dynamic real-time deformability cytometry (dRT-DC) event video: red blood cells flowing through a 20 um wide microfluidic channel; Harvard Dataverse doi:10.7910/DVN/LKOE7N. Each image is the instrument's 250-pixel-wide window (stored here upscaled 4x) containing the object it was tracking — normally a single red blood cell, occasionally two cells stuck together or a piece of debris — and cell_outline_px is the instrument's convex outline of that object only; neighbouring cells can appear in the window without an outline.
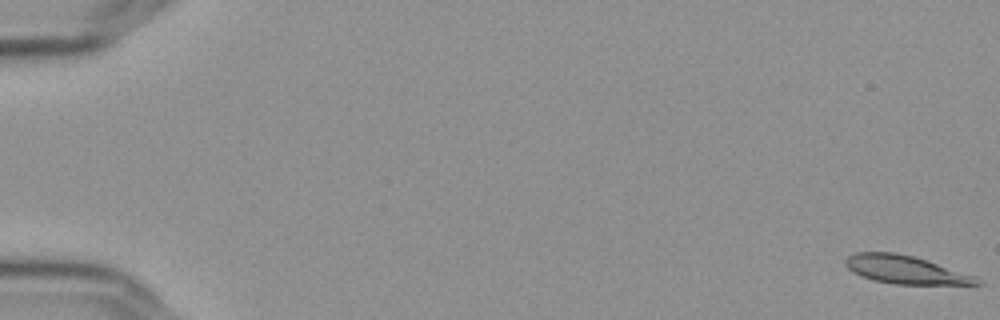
{"species": "Egyptian fruit bat (a non-hibernating species)", "species_latin": "Rousettus aegyptiacus", "temperature_condition": "cold", "stored_images_in_passage": 57, "camera_frame_rate_fps": 3000, "um_per_image_px": 0.085, "frame": {"image": 1, "passage_image": 1, "time_ms": 0.0, "image_size_px": [1000, 320], "cell_outline_px": [[984, 284], [896, 284], [872, 280], [860, 276], [852, 272], [844, 264], [844, 260], [848, 256], [856, 252], [896, 252], [912, 256], [976, 276]], "centroid_in_image_um": [76.9, 22.92], "position_along_channel_um": 8.1, "area_um2": 21.39}}
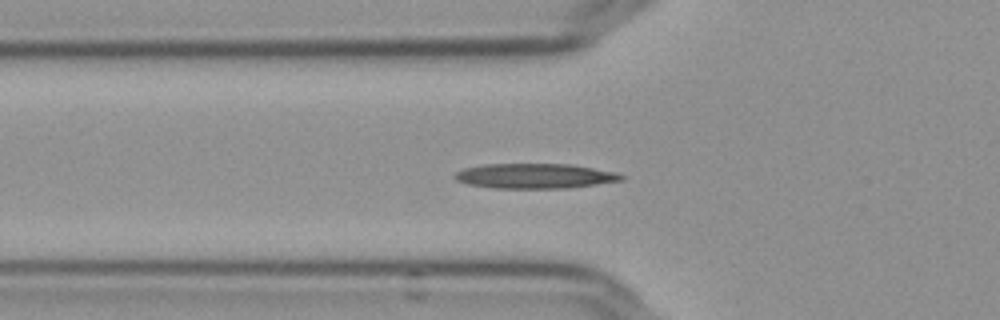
{"frame": {"image": 2, "passage_image": 21, "time_ms": 6.667, "image_size_px": [1000, 320], "cell_outline_px": [[624, 180], [568, 188], [492, 188], [468, 184], [456, 180], [452, 176], [456, 172], [464, 168], [484, 164], [568, 164], [616, 172], [624, 176]], "centroid_in_image_um": [45.43, 14.96], "position_along_channel_um": 80.4, "area_um2": 24.16}}
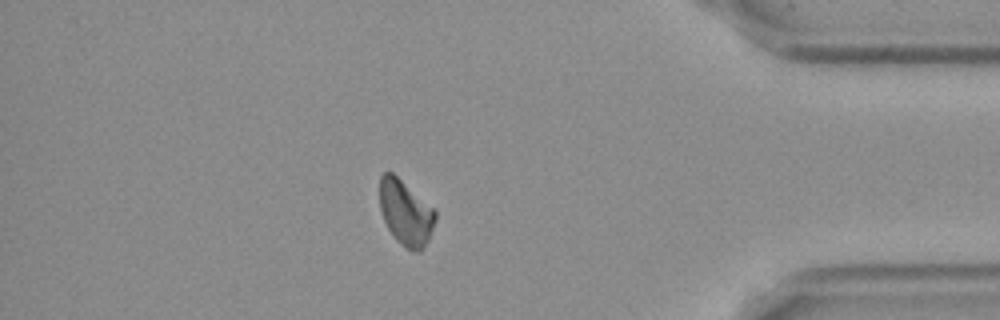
{"frame": {"image": 3, "passage_image": 50, "time_ms": 16.333, "image_size_px": [1000, 320], "cell_outline_px": [[436, 220], [428, 240], [424, 248], [420, 252], [412, 252], [400, 244], [396, 240], [388, 228], [384, 220], [380, 208], [380, 176], [384, 172], [392, 172], [432, 208], [436, 212]], "centroid_in_image_um": [34.47, 18.12], "position_along_channel_um": 400.7, "area_um2": 20.87}}